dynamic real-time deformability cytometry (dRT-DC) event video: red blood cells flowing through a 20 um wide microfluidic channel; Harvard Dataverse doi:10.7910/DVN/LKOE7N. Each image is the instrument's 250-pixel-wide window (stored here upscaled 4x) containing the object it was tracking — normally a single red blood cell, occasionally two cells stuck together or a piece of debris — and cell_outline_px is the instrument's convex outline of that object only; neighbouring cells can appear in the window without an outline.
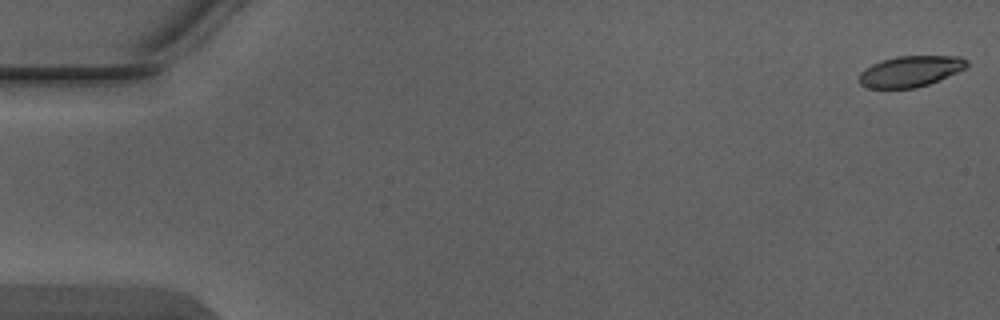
{"species": "Egyptian fruit bat (a non-hibernating species)", "species_latin": "Rousettus aegyptiacus", "temperature_condition": "warm", "stored_images_in_passage": 5, "camera_frame_rate_fps": 3000, "um_per_image_px": 0.085, "animal": {"sex": "male"}, "frame": {"image": 1, "passage_image": 1, "time_ms": 0.0, "image_size_px": [1000, 320], "cell_outline_px": [[968, 64], [964, 68], [956, 72], [928, 84], [916, 88], [868, 88], [860, 84], [860, 72], [872, 64], [880, 60], [896, 56], [960, 56], [968, 60]], "centroid_in_image_um": [77.36, 6.05], "position_along_channel_um": 7.6, "area_um2": 19.25}}
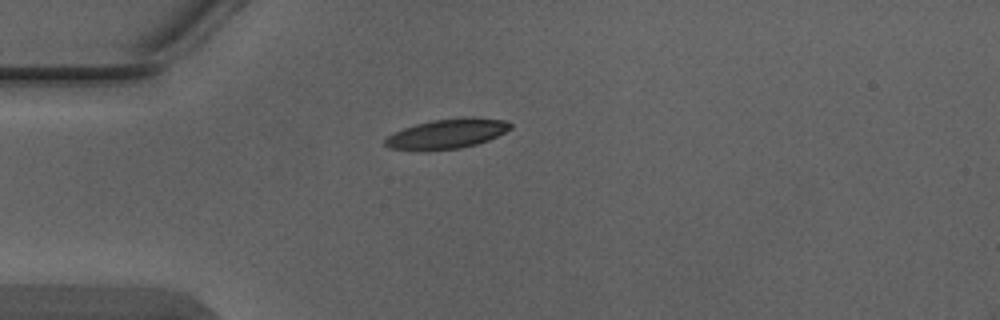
{"frame": {"image": 2, "passage_image": 4, "time_ms": 1.0, "image_size_px": [1000, 320], "cell_outline_px": [[512, 128], [488, 140], [476, 144], [460, 148], [392, 148], [384, 144], [384, 140], [392, 132], [416, 124], [432, 120], [464, 116], [472, 116], [504, 120], [512, 124]], "centroid_in_image_um": [38.06, 11.31], "position_along_channel_um": 46.9, "area_um2": 21.1}}